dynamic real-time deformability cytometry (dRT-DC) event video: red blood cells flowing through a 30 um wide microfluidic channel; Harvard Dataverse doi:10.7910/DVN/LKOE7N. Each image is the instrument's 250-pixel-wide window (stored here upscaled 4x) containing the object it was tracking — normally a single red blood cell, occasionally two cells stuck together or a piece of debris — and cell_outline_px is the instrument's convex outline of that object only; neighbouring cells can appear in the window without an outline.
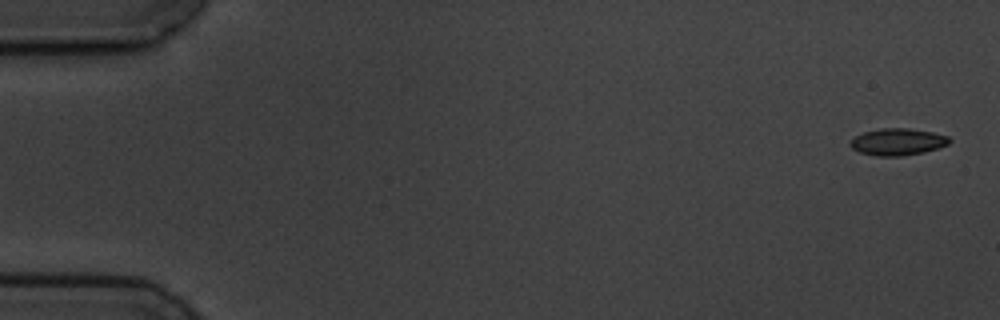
{"species": "common noctule bat (a hibernating species)", "species_latin": "Nyctalus noctula", "temperature_condition": "cold", "stored_images_in_passage": 8, "camera_frame_rate_fps": 3000, "um_per_image_px": 0.085, "animal": {"sex": "male", "body_mass_g": 19.5, "forearm_length_mm": 54.6}, "frame": {"image": 1, "passage_image": 1, "time_ms": 0.0, "image_size_px": [1000, 320], "cell_outline_px": [[952, 140], [948, 144], [924, 152], [900, 156], [876, 156], [860, 152], [852, 148], [848, 144], [856, 136], [864, 132], [880, 128], [908, 128], [932, 132], [948, 136]], "centroid_in_image_um": [76.3, 12.05], "position_along_channel_um": 8.7, "area_um2": 15.43}}
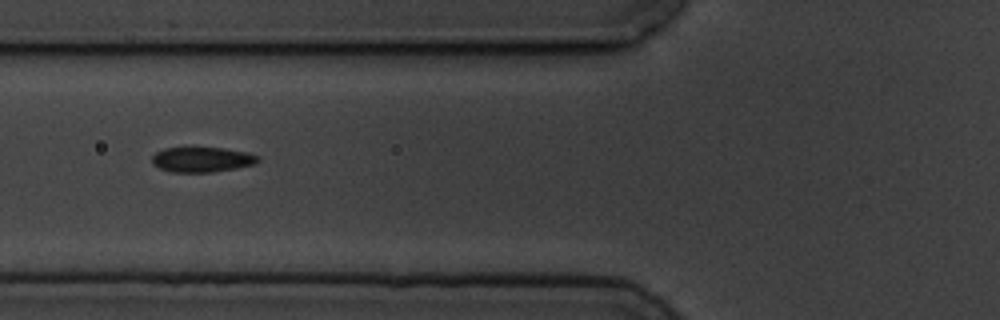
{"frame": {"image": 2, "passage_image": 7, "time_ms": 6.667, "image_size_px": [1000, 320], "cell_outline_px": [[260, 160], [256, 164], [236, 168], [212, 172], [172, 172], [160, 168], [152, 164], [152, 156], [156, 152], [164, 148], [224, 148], [248, 152], [260, 156]], "centroid_in_image_um": [17.2, 13.56], "position_along_channel_um": 108.6, "area_um2": 15.55}}
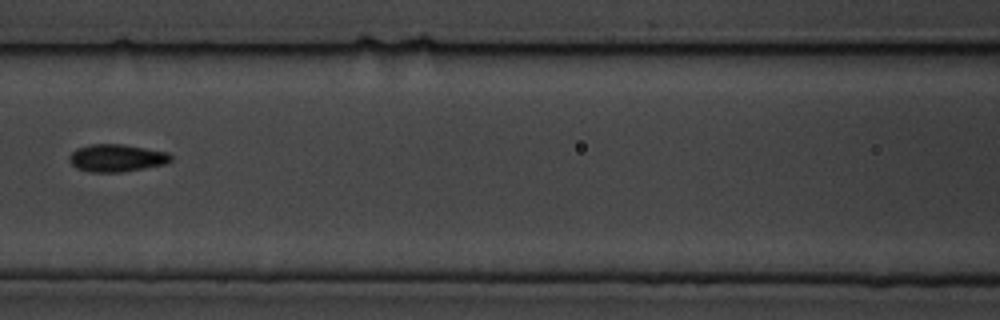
{"frame": {"image": 3, "passage_image": 8, "time_ms": 8.0, "image_size_px": [1000, 320], "cell_outline_px": [[172, 160], [164, 164], [144, 168], [120, 172], [88, 172], [76, 168], [68, 160], [68, 156], [76, 148], [92, 144], [124, 144], [168, 152], [172, 156]], "centroid_in_image_um": [9.89, 13.42], "position_along_channel_um": 156.7, "area_um2": 16.36}}